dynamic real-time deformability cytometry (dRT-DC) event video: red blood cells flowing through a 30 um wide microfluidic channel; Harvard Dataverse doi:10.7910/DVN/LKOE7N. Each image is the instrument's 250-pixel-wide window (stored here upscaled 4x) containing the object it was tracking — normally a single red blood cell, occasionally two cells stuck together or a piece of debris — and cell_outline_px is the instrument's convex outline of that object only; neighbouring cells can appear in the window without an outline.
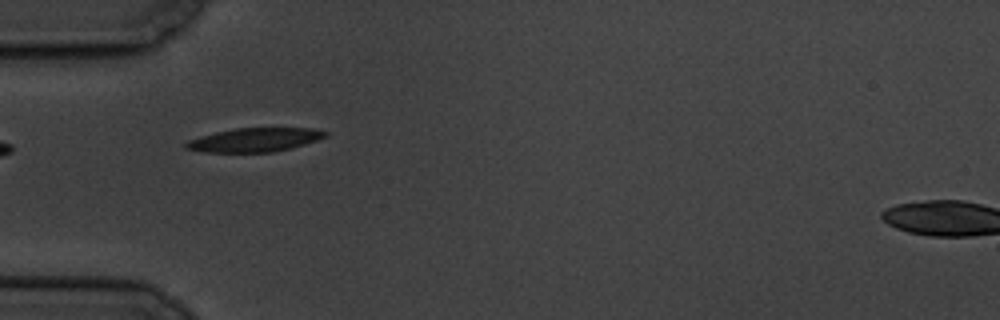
{"species": "common noctule bat (a hibernating species)", "species_latin": "Nyctalus noctula", "temperature_condition": "cold", "stored_images_in_passage": 7, "camera_frame_rate_fps": 3000, "um_per_image_px": 0.085, "animal": {"sex": "male", "body_mass_g": 19.5, "forearm_length_mm": 54.6}, "frame": {"image": 1, "passage_image": 5, "time_ms": 5.333, "image_size_px": [1000, 320], "cell_outline_px": [[328, 136], [292, 148], [272, 152], [204, 152], [184, 148], [184, 144], [188, 140], [200, 136], [216, 132], [236, 128], [312, 128], [328, 132]], "centroid_in_image_um": [21.63, 11.89], "position_along_channel_um": 63.4, "area_um2": 19.31}}
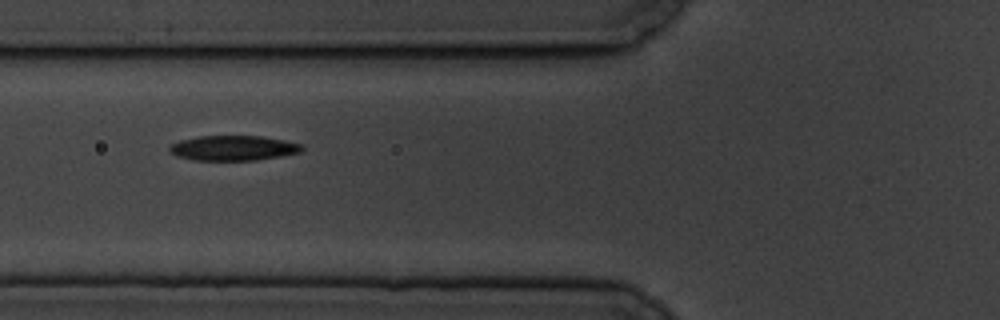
{"frame": {"image": 2, "passage_image": 6, "time_ms": 6.667, "image_size_px": [1000, 320], "cell_outline_px": [[304, 148], [300, 152], [280, 156], [256, 160], [196, 160], [176, 156], [168, 148], [172, 144], [180, 140], [200, 136], [260, 136], [284, 140], [304, 144]], "centroid_in_image_um": [19.86, 12.58], "position_along_channel_um": 105.9, "area_um2": 19.19}}
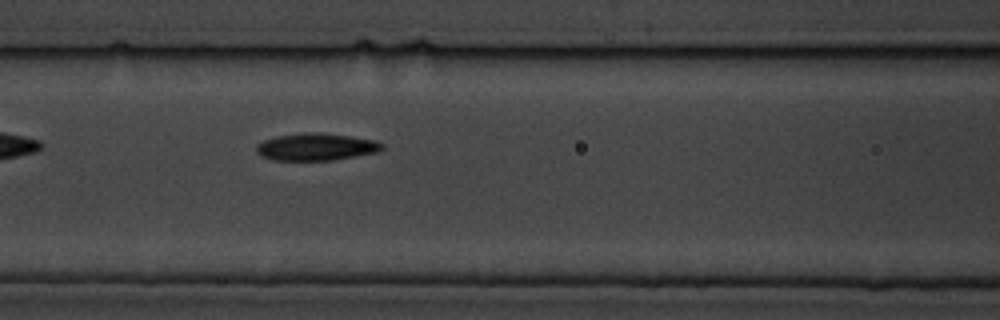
{"frame": {"image": 3, "passage_image": 7, "time_ms": 7.667, "image_size_px": [1000, 320], "cell_outline_px": [[384, 148], [380, 152], [332, 160], [272, 160], [260, 156], [256, 152], [256, 144], [264, 140], [276, 136], [304, 132], [316, 132], [348, 136], [376, 140], [384, 144]], "centroid_in_image_um": [26.87, 12.49], "position_along_channel_um": 139.7, "area_um2": 20.11}}